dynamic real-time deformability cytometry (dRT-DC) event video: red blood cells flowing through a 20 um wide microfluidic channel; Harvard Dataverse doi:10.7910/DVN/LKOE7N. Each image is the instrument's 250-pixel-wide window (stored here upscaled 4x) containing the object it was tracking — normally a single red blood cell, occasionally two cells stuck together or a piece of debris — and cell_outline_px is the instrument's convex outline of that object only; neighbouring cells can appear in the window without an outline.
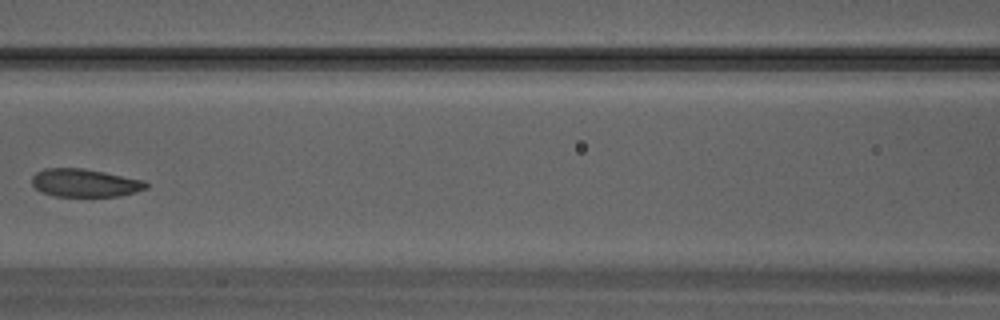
{"species": "Egyptian fruit bat (a non-hibernating species)", "species_latin": "Rousettus aegyptiacus", "temperature_condition": "warm", "stored_images_in_passage": 26, "camera_frame_rate_fps": 3000, "um_per_image_px": 0.085, "animal": {"sex": "male"}, "frame": {"image": 1, "passage_image": 8, "time_ms": 2.333, "image_size_px": [1000, 320], "cell_outline_px": [[148, 188], [120, 196], [56, 196], [40, 192], [32, 184], [32, 176], [36, 172], [44, 168], [84, 168], [144, 180], [148, 184]], "centroid_in_image_um": [7.2, 15.54], "position_along_channel_um": 159.4, "area_um2": 18.67}}
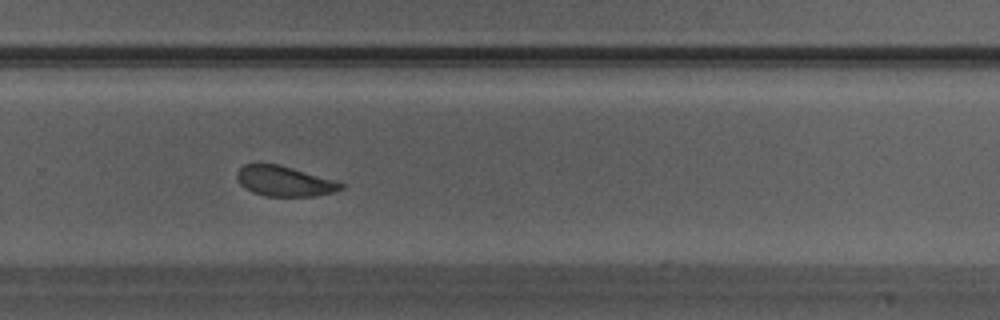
{"frame": {"image": 2, "passage_image": 15, "time_ms": 4.667, "image_size_px": [1000, 320], "cell_outline_px": [[344, 188], [332, 192], [316, 196], [264, 196], [252, 192], [244, 188], [240, 184], [236, 176], [236, 172], [244, 164], [256, 160], [260, 160], [280, 164], [336, 180], [344, 184]], "centroid_in_image_um": [24.11, 15.35], "position_along_channel_um": 305.7, "area_um2": 19.02}}